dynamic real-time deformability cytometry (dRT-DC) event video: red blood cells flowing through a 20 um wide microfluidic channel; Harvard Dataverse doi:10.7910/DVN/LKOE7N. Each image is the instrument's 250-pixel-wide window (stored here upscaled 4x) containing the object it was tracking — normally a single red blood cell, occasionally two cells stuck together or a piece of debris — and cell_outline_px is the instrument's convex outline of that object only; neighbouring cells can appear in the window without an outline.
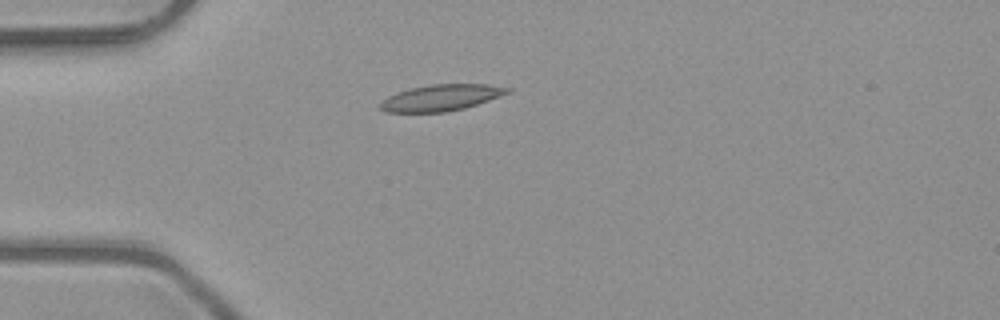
{"species": "common noctule bat (a hibernating species)", "species_latin": "Nyctalus noctula", "temperature_condition": "room temperature", "stored_images_in_passage": 1, "camera_frame_rate_fps": 3000, "um_per_image_px": 0.085, "animal": {"sex": "male", "body_mass_g": 23.1, "forearm_length_mm": 52.7}, "frame": {"image": 1, "passage_image": 1, "time_ms": 0.0, "image_size_px": [1000, 320], "cell_outline_px": [[512, 92], [464, 108], [448, 112], [388, 112], [380, 108], [380, 104], [388, 96], [396, 92], [412, 88], [432, 84], [488, 84], [512, 88]], "centroid_in_image_um": [37.53, 8.3], "position_along_channel_um": 47.5, "area_um2": 19.36}}